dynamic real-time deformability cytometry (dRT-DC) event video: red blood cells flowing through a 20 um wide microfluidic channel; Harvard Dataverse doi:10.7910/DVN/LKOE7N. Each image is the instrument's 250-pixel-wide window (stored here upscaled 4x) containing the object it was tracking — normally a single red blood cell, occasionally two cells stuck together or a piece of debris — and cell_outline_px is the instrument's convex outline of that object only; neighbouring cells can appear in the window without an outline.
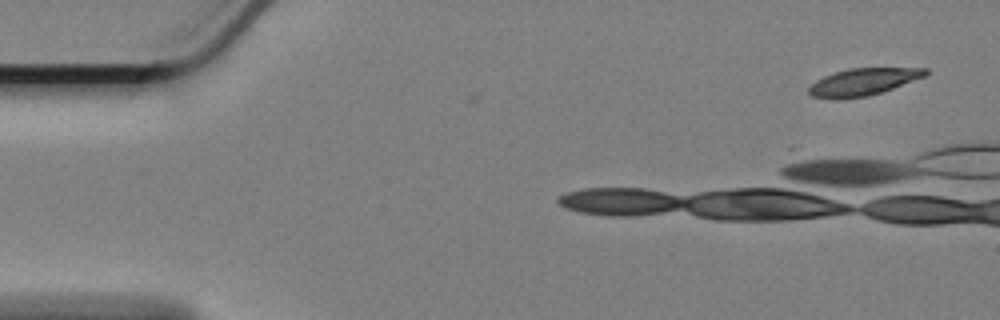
{"species": "Egyptian fruit bat (a non-hibernating species)", "species_latin": "Rousettus aegyptiacus", "temperature_condition": "cold", "stored_images_in_passage": 4, "camera_frame_rate_fps": 3000, "um_per_image_px": 0.085, "animal": {"sex": "female"}, "frame": {"image": 1, "passage_image": 1, "time_ms": 0.0, "image_size_px": [1000, 320], "cell_outline_px": [[928, 72], [924, 76], [892, 88], [868, 96], [840, 100], [832, 100], [812, 96], [808, 92], [808, 88], [816, 80], [824, 76], [848, 68], [928, 68]], "centroid_in_image_um": [73.3, 6.97], "position_along_channel_um": 11.7, "area_um2": 18.38}}